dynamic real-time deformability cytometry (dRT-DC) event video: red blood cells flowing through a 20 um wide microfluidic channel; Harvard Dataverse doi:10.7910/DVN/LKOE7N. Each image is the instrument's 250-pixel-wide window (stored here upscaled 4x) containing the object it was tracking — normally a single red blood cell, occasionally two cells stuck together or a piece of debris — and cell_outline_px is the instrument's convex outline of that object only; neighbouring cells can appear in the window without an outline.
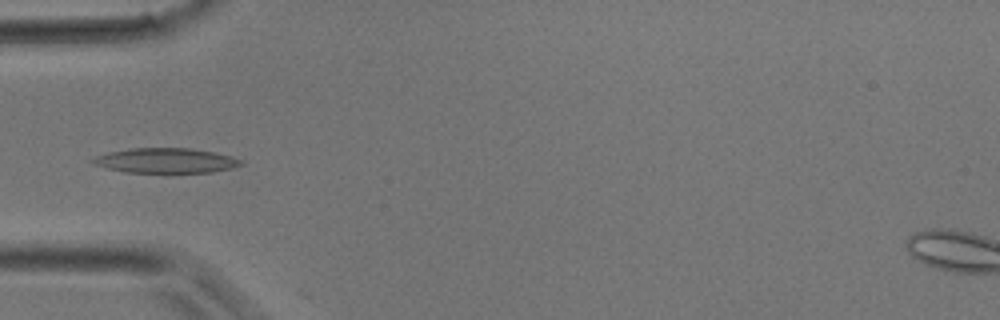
{"species": "common noctule bat (a hibernating species)", "species_latin": "Nyctalus noctula", "temperature_condition": "room temperature", "stored_images_in_passage": 37, "camera_frame_rate_fps": 3000, "um_per_image_px": 0.085, "animal": {"sex": "male", "body_mass_g": 17.9}, "frame": {"image": 1, "passage_image": 11, "time_ms": 3.333, "image_size_px": [1000, 320], "cell_outline_px": [[244, 164], [232, 168], [212, 172], [124, 172], [92, 164], [88, 160], [96, 156], [108, 152], [132, 148], [188, 148], [212, 152], [232, 156], [240, 160]], "centroid_in_image_um": [14.05, 13.65], "position_along_channel_um": 70.9, "area_um2": 21.39}}
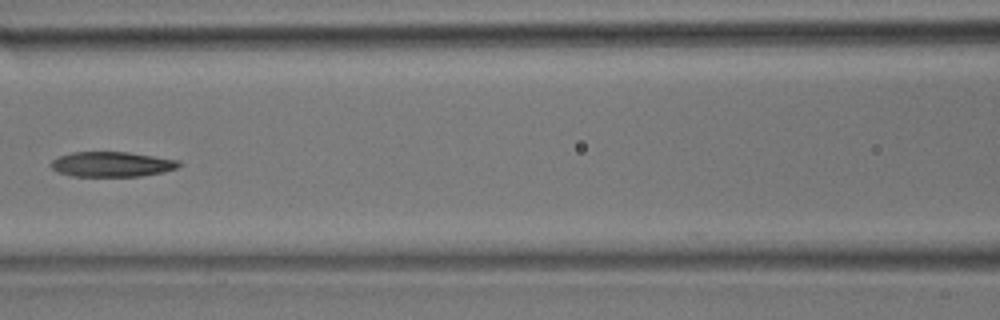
{"frame": {"image": 2, "passage_image": 16, "time_ms": 5.0, "image_size_px": [1000, 320], "cell_outline_px": [[184, 164], [176, 168], [160, 172], [140, 176], [72, 176], [56, 172], [48, 164], [52, 160], [60, 156], [72, 152], [128, 152], [180, 160]], "centroid_in_image_um": [9.49, 13.96], "position_along_channel_um": 157.1, "area_um2": 18.73}}